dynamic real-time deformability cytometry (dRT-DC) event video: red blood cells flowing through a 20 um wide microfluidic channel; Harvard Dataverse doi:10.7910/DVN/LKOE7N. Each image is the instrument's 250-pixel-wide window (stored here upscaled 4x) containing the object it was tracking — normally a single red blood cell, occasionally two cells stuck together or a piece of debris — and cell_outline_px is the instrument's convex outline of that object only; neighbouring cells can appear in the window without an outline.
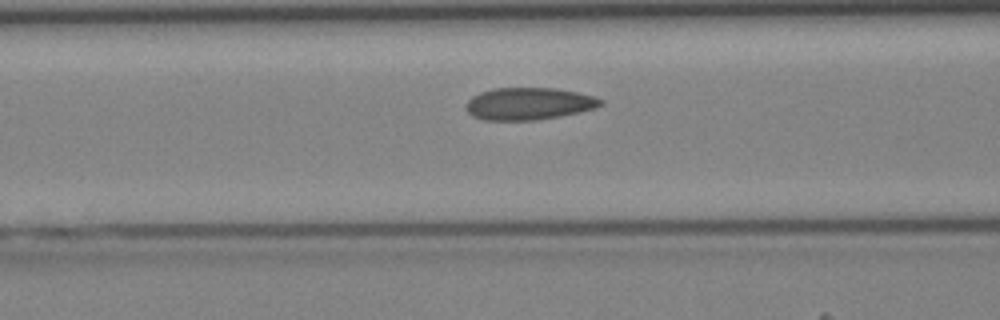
{"species": "Egyptian fruit bat (a non-hibernating species)", "species_latin": "Rousettus aegyptiacus", "temperature_condition": "cold", "stored_images_in_passage": 24, "camera_frame_rate_fps": 3000, "um_per_image_px": 0.085, "animal": {"sex": "female"}, "frame": {"image": 1, "passage_image": 4, "time_ms": 1.0, "image_size_px": [1000, 320], "cell_outline_px": [[604, 104], [596, 108], [560, 116], [536, 120], [484, 120], [472, 116], [468, 112], [464, 104], [472, 96], [480, 92], [496, 88], [552, 88], [576, 92], [596, 96], [604, 100]], "centroid_in_image_um": [44.95, 8.81], "position_along_channel_um": 121.6, "area_um2": 25.37}}
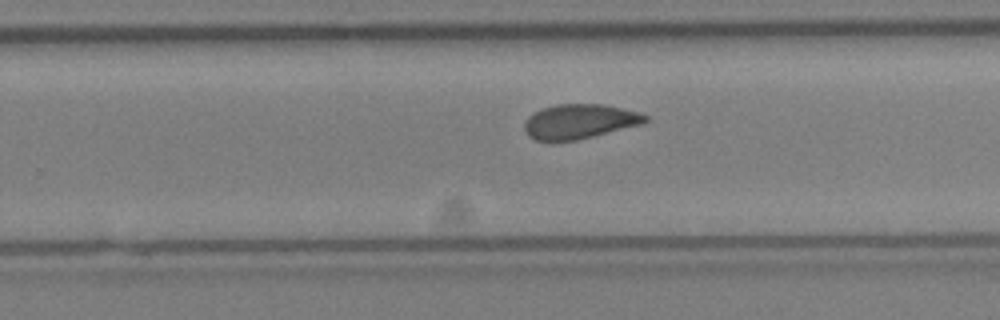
{"frame": {"image": 2, "passage_image": 14, "time_ms": 4.333, "image_size_px": [1000, 320], "cell_outline_px": [[648, 120], [640, 124], [576, 140], [536, 140], [528, 136], [524, 128], [524, 120], [532, 112], [556, 104], [604, 104], [636, 112], [648, 116]], "centroid_in_image_um": [49.19, 10.31], "position_along_channel_um": 280.6, "area_um2": 23.99}}
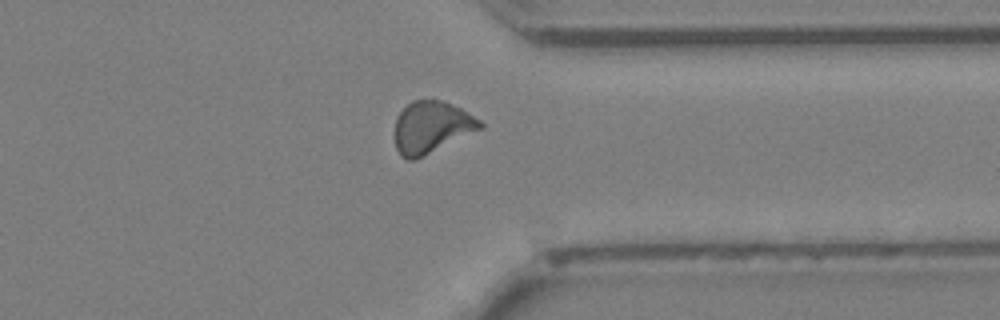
{"frame": {"image": 3, "passage_image": 20, "time_ms": 6.333, "image_size_px": [1000, 320], "cell_outline_px": [[484, 128], [416, 160], [408, 160], [400, 156], [396, 148], [396, 116], [412, 100], [444, 100], [468, 112], [480, 120], [484, 124]], "centroid_in_image_um": [36.7, 10.82], "position_along_channel_um": 374.7, "area_um2": 25.95}}